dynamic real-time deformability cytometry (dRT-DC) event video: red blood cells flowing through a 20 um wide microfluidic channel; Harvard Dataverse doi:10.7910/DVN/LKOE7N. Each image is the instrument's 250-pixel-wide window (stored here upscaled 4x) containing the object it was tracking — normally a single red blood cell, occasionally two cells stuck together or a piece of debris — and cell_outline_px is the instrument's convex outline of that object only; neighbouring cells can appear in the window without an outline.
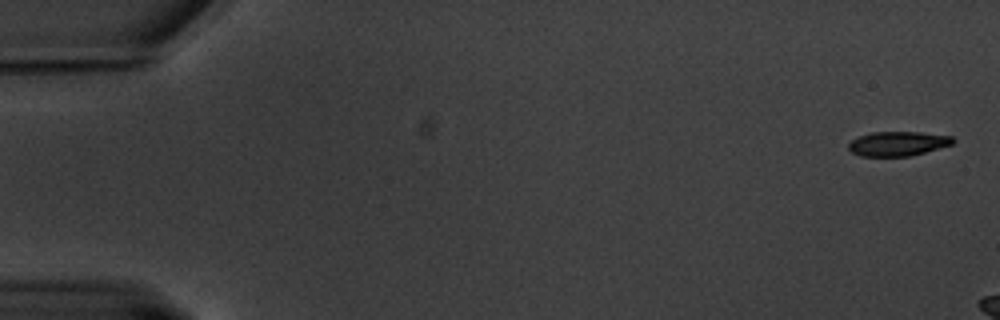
{"species": "common noctule bat (a hibernating species)", "species_latin": "Nyctalus noctula", "temperature_condition": "warm", "stored_images_in_passage": 8, "camera_frame_rate_fps": 3000, "um_per_image_px": 0.085, "animal": {"sex": "male", "body_mass_g": 20.1, "forearm_length_mm": 53.5}, "frame": {"image": 1, "passage_image": 2, "time_ms": 0.333, "image_size_px": [1000, 320], "cell_outline_px": [[952, 140], [948, 144], [920, 152], [896, 156], [872, 156], [856, 152], [852, 148], [852, 144], [868, 136], [932, 136]], "centroid_in_image_um": [76.26, 12.33], "position_along_channel_um": 8.7, "area_um2": 10.92}}